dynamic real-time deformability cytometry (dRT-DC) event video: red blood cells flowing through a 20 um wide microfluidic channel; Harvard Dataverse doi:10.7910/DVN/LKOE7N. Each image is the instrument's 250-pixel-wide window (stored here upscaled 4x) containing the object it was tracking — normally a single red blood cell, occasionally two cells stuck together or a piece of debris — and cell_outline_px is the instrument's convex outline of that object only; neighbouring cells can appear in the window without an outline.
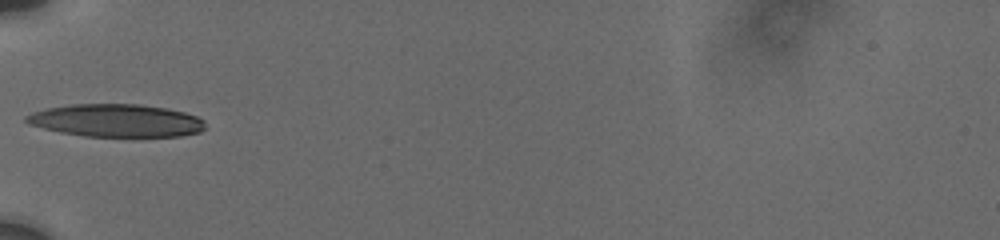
{"species": "human", "species_latin": "Homo sapiens", "temperature_condition": "cold", "stored_images_in_passage": 32, "camera_frame_rate_fps": 3000, "um_per_image_px": 0.085, "donor": {"sex": "male"}, "frame": {"image": 1, "passage_image": 1, "time_ms": 0.0, "image_size_px": [1000, 240], "cell_outline_px": [[208, 128], [200, 132], [180, 136], [84, 136], [60, 132], [28, 124], [24, 120], [24, 116], [32, 112], [48, 108], [72, 104], [140, 104], [168, 108], [184, 112], [196, 116], [204, 120]], "centroid_in_image_um": [9.91, 10.24], "position_along_channel_um": 75.1, "area_um2": 34.33}}
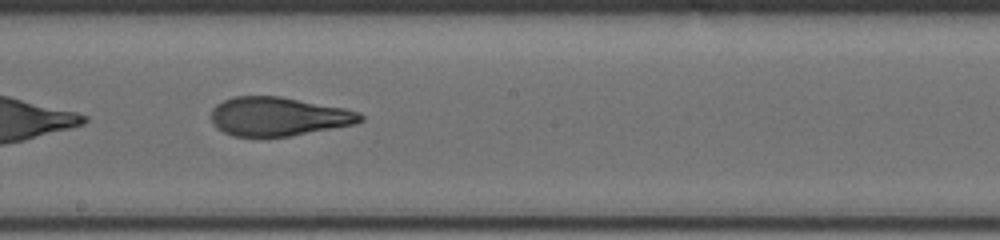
{"frame": {"image": 2, "passage_image": 12, "time_ms": 4.0, "image_size_px": [1000, 240], "cell_outline_px": [[364, 120], [356, 124], [288, 136], [232, 136], [216, 128], [212, 124], [212, 108], [216, 104], [232, 96], [280, 96], [344, 108], [360, 112], [364, 116]], "centroid_in_image_um": [23.66, 9.89], "position_along_channel_um": 224.5, "area_um2": 33.76}}
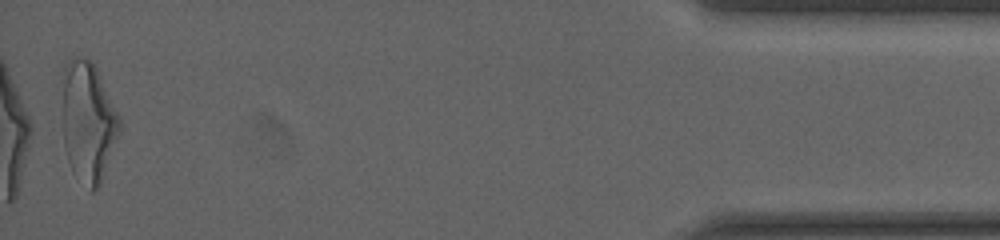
{"frame": {"image": 3, "passage_image": 32, "time_ms": 11.333, "image_size_px": [1000, 240], "cell_outline_px": [[120, 128], [100, 184], [92, 192], [72, 172], [68, 160], [64, 144], [64, 68], [68, 60], [76, 56], [88, 60], [96, 68], [120, 116]], "centroid_in_image_um": [7.5, 10.36], "position_along_channel_um": 427.7, "area_um2": 39.02}, "authors_computed_cell_mechanics": {"area_um2": 34.3621, "velocity_mm_per_s": 3.7664, "shape_relaxation_time_tau1_ms": 5.929, "shape_relaxation_time_tau2_ms": 1.519, "deformation_change_tau1": 0.2163, "deformation_change_tau2": 0.0969}}